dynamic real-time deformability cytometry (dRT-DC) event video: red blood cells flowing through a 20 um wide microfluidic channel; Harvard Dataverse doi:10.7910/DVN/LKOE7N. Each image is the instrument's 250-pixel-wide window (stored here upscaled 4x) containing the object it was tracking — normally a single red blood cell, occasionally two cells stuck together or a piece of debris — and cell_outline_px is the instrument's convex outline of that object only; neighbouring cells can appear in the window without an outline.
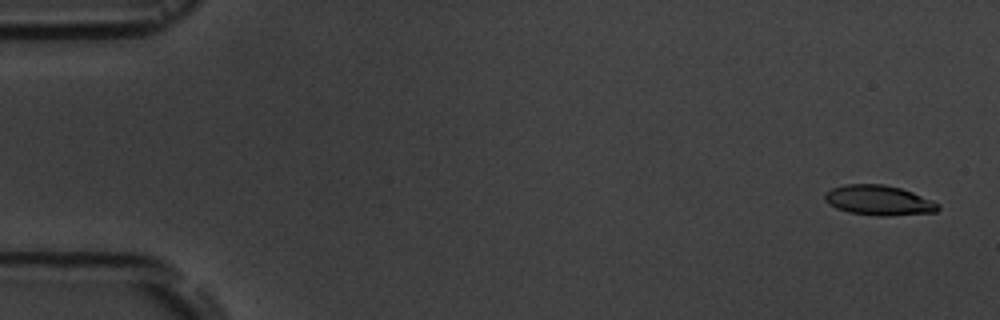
{"species": "common noctule bat (a hibernating species)", "species_latin": "Nyctalus noctula", "temperature_condition": "room temperature", "stored_images_in_passage": 5, "camera_frame_rate_fps": 3000, "um_per_image_px": 0.085, "animal": {"sex": "male", "body_mass_g": 19.5, "forearm_length_mm": 54.6}, "frame": {"image": 1, "passage_image": 1, "time_ms": 0.0, "image_size_px": [1000, 320], "cell_outline_px": [[940, 208], [936, 212], [888, 216], [876, 216], [848, 212], [836, 208], [828, 204], [824, 200], [824, 192], [832, 188], [844, 184], [884, 184], [900, 188], [912, 192], [932, 200], [940, 204]], "centroid_in_image_um": [74.67, 17.03], "position_along_channel_um": 10.3, "area_um2": 20.0}}
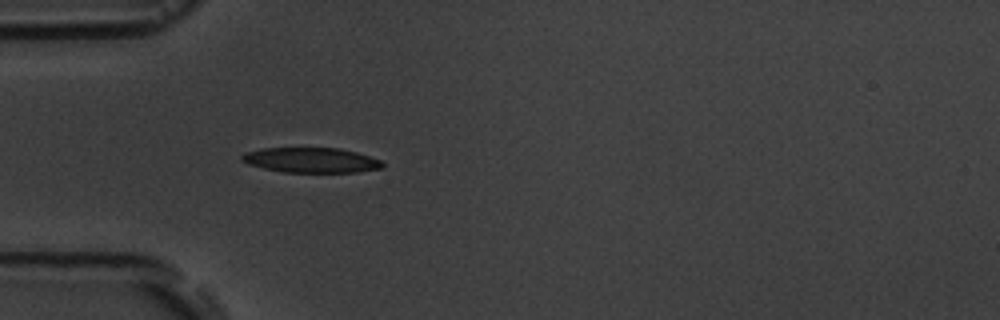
{"frame": {"image": 2, "passage_image": 5, "time_ms": 5.0, "image_size_px": [1000, 320], "cell_outline_px": [[384, 168], [356, 172], [284, 172], [264, 168], [248, 164], [240, 160], [240, 156], [244, 152], [264, 148], [340, 148], [356, 152], [380, 160], [384, 164]], "centroid_in_image_um": [26.43, 13.61], "position_along_channel_um": 58.6, "area_um2": 20.52}}